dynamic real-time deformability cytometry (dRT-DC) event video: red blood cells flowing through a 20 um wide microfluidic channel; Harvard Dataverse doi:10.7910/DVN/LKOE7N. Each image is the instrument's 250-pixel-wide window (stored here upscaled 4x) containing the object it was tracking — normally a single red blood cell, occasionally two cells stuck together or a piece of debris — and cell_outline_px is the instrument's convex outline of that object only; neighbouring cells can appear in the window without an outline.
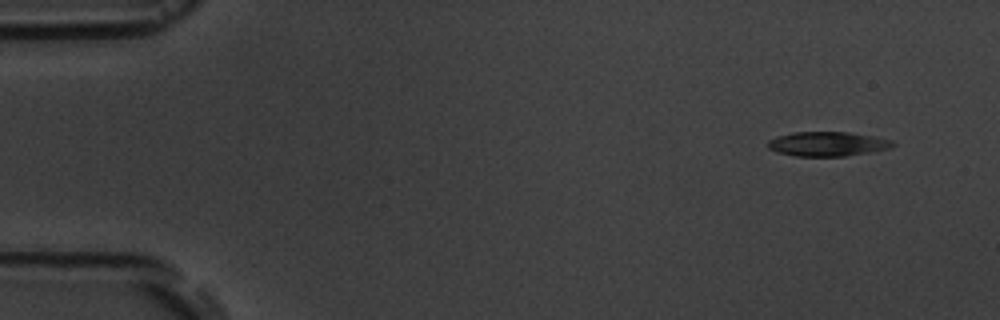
{"species": "common noctule bat (a hibernating species)", "species_latin": "Nyctalus noctula", "temperature_condition": "room temperature", "stored_images_in_passage": 9, "camera_frame_rate_fps": 3000, "um_per_image_px": 0.085, "animal": {"sex": "male", "body_mass_g": 19.5, "forearm_length_mm": 54.6}, "frame": {"image": 1, "passage_image": 1, "time_ms": 0.0, "image_size_px": [1000, 320], "cell_outline_px": [[896, 144], [892, 148], [844, 156], [796, 156], [776, 152], [768, 148], [768, 140], [776, 136], [792, 132], [848, 132], [876, 136], [892, 140]], "centroid_in_image_um": [70.34, 12.23], "position_along_channel_um": 14.7, "area_um2": 17.92}}
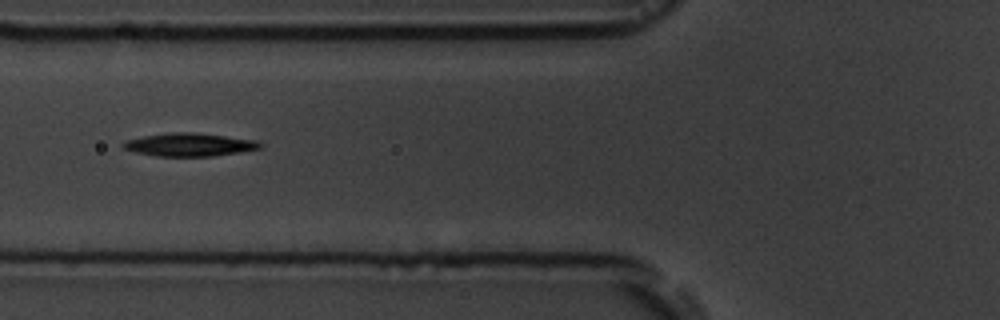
{"frame": {"image": 2, "passage_image": 6, "time_ms": 5.667, "image_size_px": [1000, 320], "cell_outline_px": [[264, 148], [240, 152], [212, 156], [156, 156], [136, 152], [124, 148], [120, 144], [124, 140], [144, 136], [172, 132], [196, 132], [260, 140], [264, 144]], "centroid_in_image_um": [16.18, 12.29], "position_along_channel_um": 109.6, "area_um2": 18.73}}
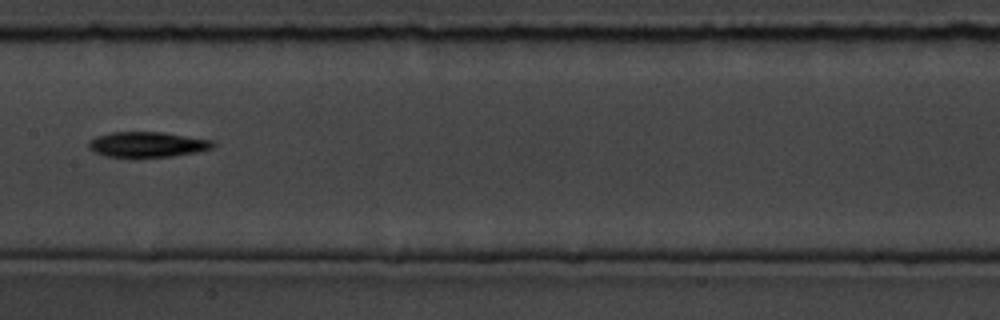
{"frame": {"image": 3, "passage_image": 8, "time_ms": 8.0, "image_size_px": [1000, 320], "cell_outline_px": [[216, 144], [212, 148], [196, 152], [172, 156], [104, 156], [92, 152], [88, 148], [88, 140], [96, 136], [112, 132], [160, 132], [212, 140]], "centroid_in_image_um": [12.47, 12.27], "position_along_channel_um": 194.9, "area_um2": 18.15}}